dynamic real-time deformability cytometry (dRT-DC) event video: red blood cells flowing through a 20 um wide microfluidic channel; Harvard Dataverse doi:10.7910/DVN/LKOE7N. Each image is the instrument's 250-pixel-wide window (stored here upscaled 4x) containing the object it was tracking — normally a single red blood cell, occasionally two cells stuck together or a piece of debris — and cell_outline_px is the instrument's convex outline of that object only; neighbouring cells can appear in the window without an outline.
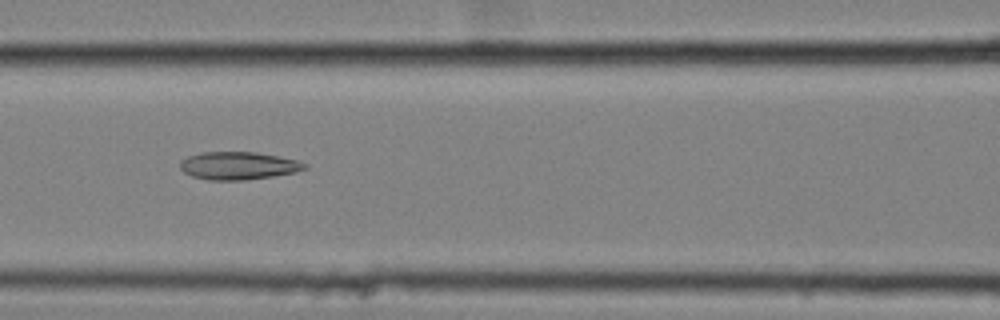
{"species": "common noctule bat (a hibernating species)", "species_latin": "Nyctalus noctula", "temperature_condition": "cold", "stored_images_in_passage": 51, "camera_frame_rate_fps": 3000, "um_per_image_px": 0.085, "animal": {"sex": "female", "body_mass_g": 25.1}, "frame": {"image": 1, "passage_image": 20, "time_ms": 6.333, "image_size_px": [1000, 320], "cell_outline_px": [[308, 168], [296, 172], [272, 176], [244, 180], [208, 180], [192, 176], [184, 172], [180, 168], [180, 160], [188, 156], [200, 152], [256, 152], [296, 160], [308, 164]], "centroid_in_image_um": [20.24, 14.08], "position_along_channel_um": 146.4, "area_um2": 20.17}}
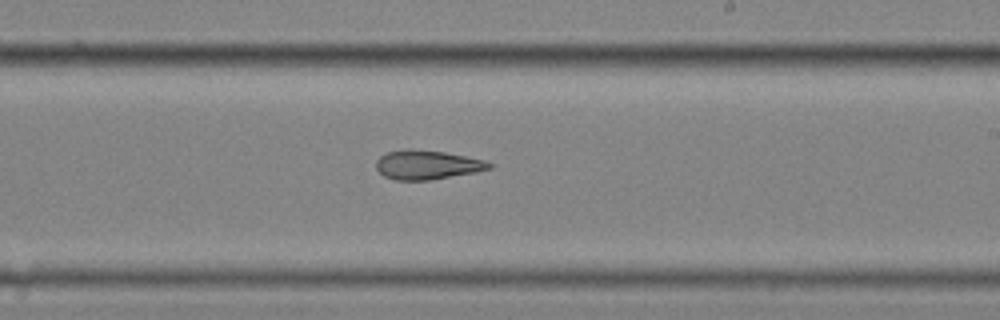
{"frame": {"image": 2, "passage_image": 29, "time_ms": 9.333, "image_size_px": [1000, 320], "cell_outline_px": [[496, 164], [492, 168], [476, 172], [432, 180], [396, 180], [384, 176], [376, 168], [376, 160], [380, 156], [388, 152], [404, 148], [408, 148], [444, 152], [484, 160]], "centroid_in_image_um": [36.32, 14.01], "position_along_channel_um": 252.7, "area_um2": 19.36}}
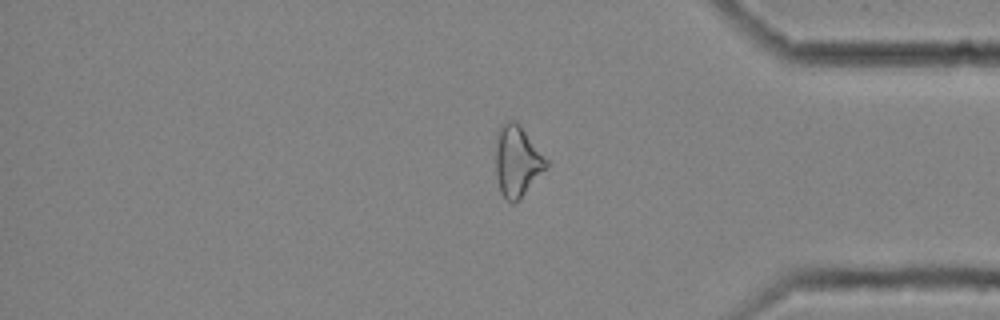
{"frame": {"image": 3, "passage_image": 42, "time_ms": 13.667, "image_size_px": [1000, 320], "cell_outline_px": [[548, 164], [524, 192], [512, 204], [500, 192], [496, 176], [496, 132], [508, 120], [516, 120], [548, 160]], "centroid_in_image_um": [43.92, 13.64], "position_along_channel_um": 391.3, "area_um2": 20.29}, "authors_computed_cell_mechanics": {"area_um2": 21.1548, "velocity_mm_per_s": 3.5516, "shape_relaxation_time_tau1_ms": null, "shape_relaxation_time_tau2_ms": 4.941, "deformation_change_tau1": null, "deformation_change_tau2": 0.1491}}